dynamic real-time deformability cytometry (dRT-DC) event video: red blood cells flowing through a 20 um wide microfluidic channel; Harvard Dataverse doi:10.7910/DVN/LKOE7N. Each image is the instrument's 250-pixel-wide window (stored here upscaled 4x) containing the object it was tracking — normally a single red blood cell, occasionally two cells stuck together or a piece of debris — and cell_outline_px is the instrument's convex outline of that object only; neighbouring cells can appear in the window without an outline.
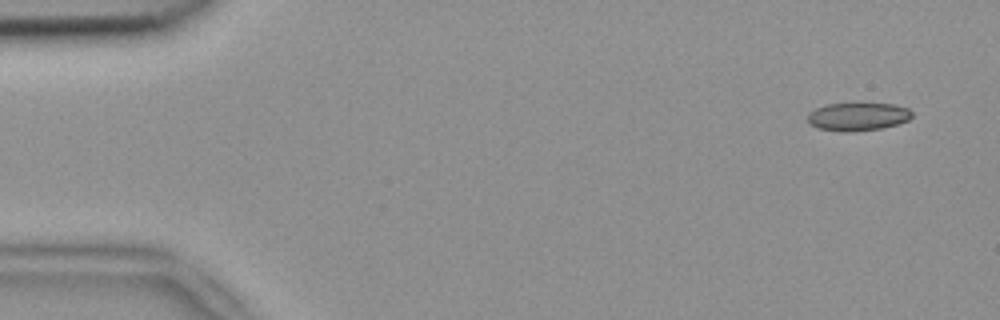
{"species": "common noctule bat (a hibernating species)", "species_latin": "Nyctalus noctula", "temperature_condition": "room temperature", "stored_images_in_passage": 4, "camera_frame_rate_fps": 3000, "um_per_image_px": 0.085, "animal": {"sex": "female", "body_mass_g": 18.4}, "frame": {"image": 1, "passage_image": 1, "time_ms": 0.0, "image_size_px": [1000, 320], "cell_outline_px": [[912, 116], [908, 120], [896, 124], [880, 128], [856, 132], [840, 132], [816, 128], [808, 124], [808, 112], [816, 108], [828, 104], [896, 104], [908, 108], [912, 112]], "centroid_in_image_um": [72.88, 9.93], "position_along_channel_um": 12.1, "area_um2": 17.17}}
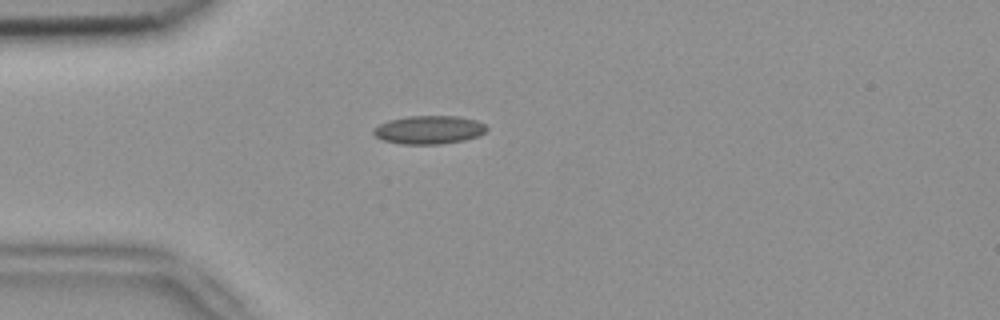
{"frame": {"image": 2, "passage_image": 4, "time_ms": 1.0, "image_size_px": [1000, 320], "cell_outline_px": [[488, 128], [480, 136], [464, 140], [440, 144], [404, 144], [384, 140], [376, 136], [372, 132], [372, 128], [388, 120], [408, 116], [460, 116], [476, 120], [484, 124]], "centroid_in_image_um": [36.47, 11.03], "position_along_channel_um": 48.5, "area_um2": 18.73}}